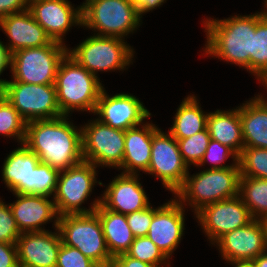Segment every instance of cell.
Wrapping results in <instances>:
<instances>
[{"instance_id": "cell-1", "label": "cell", "mask_w": 267, "mask_h": 267, "mask_svg": "<svg viewBox=\"0 0 267 267\" xmlns=\"http://www.w3.org/2000/svg\"><path fill=\"white\" fill-rule=\"evenodd\" d=\"M68 117L26 123L23 144L38 156L40 163L59 171L83 161L82 128L75 126Z\"/></svg>"}, {"instance_id": "cell-2", "label": "cell", "mask_w": 267, "mask_h": 267, "mask_svg": "<svg viewBox=\"0 0 267 267\" xmlns=\"http://www.w3.org/2000/svg\"><path fill=\"white\" fill-rule=\"evenodd\" d=\"M267 9L249 15H234L225 19L203 20L206 32L204 54L235 64L250 73L253 33Z\"/></svg>"}, {"instance_id": "cell-3", "label": "cell", "mask_w": 267, "mask_h": 267, "mask_svg": "<svg viewBox=\"0 0 267 267\" xmlns=\"http://www.w3.org/2000/svg\"><path fill=\"white\" fill-rule=\"evenodd\" d=\"M58 107L64 116L81 111L94 113L104 86L100 78L68 54L60 61L55 80Z\"/></svg>"}, {"instance_id": "cell-4", "label": "cell", "mask_w": 267, "mask_h": 267, "mask_svg": "<svg viewBox=\"0 0 267 267\" xmlns=\"http://www.w3.org/2000/svg\"><path fill=\"white\" fill-rule=\"evenodd\" d=\"M239 178L240 167L203 169L193 175L188 172L174 197L196 214L206 205L237 196Z\"/></svg>"}, {"instance_id": "cell-5", "label": "cell", "mask_w": 267, "mask_h": 267, "mask_svg": "<svg viewBox=\"0 0 267 267\" xmlns=\"http://www.w3.org/2000/svg\"><path fill=\"white\" fill-rule=\"evenodd\" d=\"M81 14L83 29L92 30L94 35L124 40L142 23L131 0H85L81 4Z\"/></svg>"}, {"instance_id": "cell-6", "label": "cell", "mask_w": 267, "mask_h": 267, "mask_svg": "<svg viewBox=\"0 0 267 267\" xmlns=\"http://www.w3.org/2000/svg\"><path fill=\"white\" fill-rule=\"evenodd\" d=\"M97 167L91 162L82 161L59 173L56 190L53 195L58 216L67 214H88L94 212L101 203V196L97 197L87 209L82 204L91 196L94 185L102 186L97 181Z\"/></svg>"}, {"instance_id": "cell-7", "label": "cell", "mask_w": 267, "mask_h": 267, "mask_svg": "<svg viewBox=\"0 0 267 267\" xmlns=\"http://www.w3.org/2000/svg\"><path fill=\"white\" fill-rule=\"evenodd\" d=\"M134 49L118 37L93 35L87 37L67 54L87 71L98 77V72L125 71L132 64Z\"/></svg>"}, {"instance_id": "cell-8", "label": "cell", "mask_w": 267, "mask_h": 267, "mask_svg": "<svg viewBox=\"0 0 267 267\" xmlns=\"http://www.w3.org/2000/svg\"><path fill=\"white\" fill-rule=\"evenodd\" d=\"M58 230L63 244L77 248L99 267H105L112 258L99 216L95 212L59 216Z\"/></svg>"}, {"instance_id": "cell-9", "label": "cell", "mask_w": 267, "mask_h": 267, "mask_svg": "<svg viewBox=\"0 0 267 267\" xmlns=\"http://www.w3.org/2000/svg\"><path fill=\"white\" fill-rule=\"evenodd\" d=\"M67 46L52 41L41 47L20 49L12 53V80L26 84H55L60 61L67 54Z\"/></svg>"}, {"instance_id": "cell-10", "label": "cell", "mask_w": 267, "mask_h": 267, "mask_svg": "<svg viewBox=\"0 0 267 267\" xmlns=\"http://www.w3.org/2000/svg\"><path fill=\"white\" fill-rule=\"evenodd\" d=\"M0 93L26 122L63 116L58 107L55 84L7 81Z\"/></svg>"}, {"instance_id": "cell-11", "label": "cell", "mask_w": 267, "mask_h": 267, "mask_svg": "<svg viewBox=\"0 0 267 267\" xmlns=\"http://www.w3.org/2000/svg\"><path fill=\"white\" fill-rule=\"evenodd\" d=\"M81 125L83 160L97 168H118L123 161L125 131L112 128L97 118Z\"/></svg>"}, {"instance_id": "cell-12", "label": "cell", "mask_w": 267, "mask_h": 267, "mask_svg": "<svg viewBox=\"0 0 267 267\" xmlns=\"http://www.w3.org/2000/svg\"><path fill=\"white\" fill-rule=\"evenodd\" d=\"M189 167L184 163L177 140L158 128L153 133L151 159L146 174L161 180L173 195L183 186Z\"/></svg>"}, {"instance_id": "cell-13", "label": "cell", "mask_w": 267, "mask_h": 267, "mask_svg": "<svg viewBox=\"0 0 267 267\" xmlns=\"http://www.w3.org/2000/svg\"><path fill=\"white\" fill-rule=\"evenodd\" d=\"M194 216L212 245L224 234L243 227L253 220L239 194L206 205Z\"/></svg>"}, {"instance_id": "cell-14", "label": "cell", "mask_w": 267, "mask_h": 267, "mask_svg": "<svg viewBox=\"0 0 267 267\" xmlns=\"http://www.w3.org/2000/svg\"><path fill=\"white\" fill-rule=\"evenodd\" d=\"M93 114L103 124L124 131L143 124L151 116L136 96L124 92L110 96L105 88L101 91Z\"/></svg>"}, {"instance_id": "cell-15", "label": "cell", "mask_w": 267, "mask_h": 267, "mask_svg": "<svg viewBox=\"0 0 267 267\" xmlns=\"http://www.w3.org/2000/svg\"><path fill=\"white\" fill-rule=\"evenodd\" d=\"M213 245L225 263L252 261L267 250L263 222L253 219L247 225L224 234Z\"/></svg>"}, {"instance_id": "cell-16", "label": "cell", "mask_w": 267, "mask_h": 267, "mask_svg": "<svg viewBox=\"0 0 267 267\" xmlns=\"http://www.w3.org/2000/svg\"><path fill=\"white\" fill-rule=\"evenodd\" d=\"M185 207L174 197L155 207L147 237L170 259L183 239Z\"/></svg>"}, {"instance_id": "cell-17", "label": "cell", "mask_w": 267, "mask_h": 267, "mask_svg": "<svg viewBox=\"0 0 267 267\" xmlns=\"http://www.w3.org/2000/svg\"><path fill=\"white\" fill-rule=\"evenodd\" d=\"M28 10L52 41L64 45V36L72 26H82L81 5L74 8L68 0L34 2L28 5Z\"/></svg>"}, {"instance_id": "cell-18", "label": "cell", "mask_w": 267, "mask_h": 267, "mask_svg": "<svg viewBox=\"0 0 267 267\" xmlns=\"http://www.w3.org/2000/svg\"><path fill=\"white\" fill-rule=\"evenodd\" d=\"M61 243L58 228L23 232L16 242L19 267H56Z\"/></svg>"}, {"instance_id": "cell-19", "label": "cell", "mask_w": 267, "mask_h": 267, "mask_svg": "<svg viewBox=\"0 0 267 267\" xmlns=\"http://www.w3.org/2000/svg\"><path fill=\"white\" fill-rule=\"evenodd\" d=\"M17 198L9 203L18 229L23 232L47 231L43 225L53 222V227L58 228V213L54 200L43 195L13 193ZM53 220V221H52ZM43 226V227H42Z\"/></svg>"}, {"instance_id": "cell-20", "label": "cell", "mask_w": 267, "mask_h": 267, "mask_svg": "<svg viewBox=\"0 0 267 267\" xmlns=\"http://www.w3.org/2000/svg\"><path fill=\"white\" fill-rule=\"evenodd\" d=\"M139 175L120 173L115 176L101 195V204L106 209L124 215L148 207L151 203L139 181Z\"/></svg>"}, {"instance_id": "cell-21", "label": "cell", "mask_w": 267, "mask_h": 267, "mask_svg": "<svg viewBox=\"0 0 267 267\" xmlns=\"http://www.w3.org/2000/svg\"><path fill=\"white\" fill-rule=\"evenodd\" d=\"M0 28L8 38L9 43L7 42L6 46L11 53L24 48L45 46L52 42L28 9L2 18Z\"/></svg>"}, {"instance_id": "cell-22", "label": "cell", "mask_w": 267, "mask_h": 267, "mask_svg": "<svg viewBox=\"0 0 267 267\" xmlns=\"http://www.w3.org/2000/svg\"><path fill=\"white\" fill-rule=\"evenodd\" d=\"M38 156L23 143L4 159L2 181L12 193L34 195L35 167Z\"/></svg>"}, {"instance_id": "cell-23", "label": "cell", "mask_w": 267, "mask_h": 267, "mask_svg": "<svg viewBox=\"0 0 267 267\" xmlns=\"http://www.w3.org/2000/svg\"><path fill=\"white\" fill-rule=\"evenodd\" d=\"M158 128L152 122H145L125 131L123 161L117 170H123L124 174H139L148 170L153 133Z\"/></svg>"}, {"instance_id": "cell-24", "label": "cell", "mask_w": 267, "mask_h": 267, "mask_svg": "<svg viewBox=\"0 0 267 267\" xmlns=\"http://www.w3.org/2000/svg\"><path fill=\"white\" fill-rule=\"evenodd\" d=\"M261 93L239 106L244 147L267 149V99Z\"/></svg>"}, {"instance_id": "cell-25", "label": "cell", "mask_w": 267, "mask_h": 267, "mask_svg": "<svg viewBox=\"0 0 267 267\" xmlns=\"http://www.w3.org/2000/svg\"><path fill=\"white\" fill-rule=\"evenodd\" d=\"M207 129L211 139L231 148L238 156L244 148L239 106L208 112Z\"/></svg>"}, {"instance_id": "cell-26", "label": "cell", "mask_w": 267, "mask_h": 267, "mask_svg": "<svg viewBox=\"0 0 267 267\" xmlns=\"http://www.w3.org/2000/svg\"><path fill=\"white\" fill-rule=\"evenodd\" d=\"M94 212L99 216L110 255L126 253L135 239L126 215L106 209L101 203Z\"/></svg>"}, {"instance_id": "cell-27", "label": "cell", "mask_w": 267, "mask_h": 267, "mask_svg": "<svg viewBox=\"0 0 267 267\" xmlns=\"http://www.w3.org/2000/svg\"><path fill=\"white\" fill-rule=\"evenodd\" d=\"M201 108V104L195 94L185 97L176 110L172 127L168 132L178 140L189 138L206 129L208 113Z\"/></svg>"}, {"instance_id": "cell-28", "label": "cell", "mask_w": 267, "mask_h": 267, "mask_svg": "<svg viewBox=\"0 0 267 267\" xmlns=\"http://www.w3.org/2000/svg\"><path fill=\"white\" fill-rule=\"evenodd\" d=\"M239 195L253 219L261 220L267 215V179L240 176Z\"/></svg>"}, {"instance_id": "cell-29", "label": "cell", "mask_w": 267, "mask_h": 267, "mask_svg": "<svg viewBox=\"0 0 267 267\" xmlns=\"http://www.w3.org/2000/svg\"><path fill=\"white\" fill-rule=\"evenodd\" d=\"M250 74L262 85L267 82V13L257 22L253 33Z\"/></svg>"}, {"instance_id": "cell-30", "label": "cell", "mask_w": 267, "mask_h": 267, "mask_svg": "<svg viewBox=\"0 0 267 267\" xmlns=\"http://www.w3.org/2000/svg\"><path fill=\"white\" fill-rule=\"evenodd\" d=\"M26 121L0 93V135L14 138L22 144L25 139Z\"/></svg>"}, {"instance_id": "cell-31", "label": "cell", "mask_w": 267, "mask_h": 267, "mask_svg": "<svg viewBox=\"0 0 267 267\" xmlns=\"http://www.w3.org/2000/svg\"><path fill=\"white\" fill-rule=\"evenodd\" d=\"M238 163L240 176L267 179V149L244 147Z\"/></svg>"}, {"instance_id": "cell-32", "label": "cell", "mask_w": 267, "mask_h": 267, "mask_svg": "<svg viewBox=\"0 0 267 267\" xmlns=\"http://www.w3.org/2000/svg\"><path fill=\"white\" fill-rule=\"evenodd\" d=\"M210 140L211 137L207 128L189 138L177 140L182 159L189 168L192 164L198 167Z\"/></svg>"}, {"instance_id": "cell-33", "label": "cell", "mask_w": 267, "mask_h": 267, "mask_svg": "<svg viewBox=\"0 0 267 267\" xmlns=\"http://www.w3.org/2000/svg\"><path fill=\"white\" fill-rule=\"evenodd\" d=\"M126 254L157 267H161L162 264V267L170 265V260L147 236L135 237ZM165 263L168 265L166 266Z\"/></svg>"}, {"instance_id": "cell-34", "label": "cell", "mask_w": 267, "mask_h": 267, "mask_svg": "<svg viewBox=\"0 0 267 267\" xmlns=\"http://www.w3.org/2000/svg\"><path fill=\"white\" fill-rule=\"evenodd\" d=\"M233 160L232 164H225L227 159ZM238 155L228 146L219 143L216 140L211 139L208 147L200 163L199 167L205 166V163L210 162L212 167L206 169H222L229 167H240L238 163Z\"/></svg>"}, {"instance_id": "cell-35", "label": "cell", "mask_w": 267, "mask_h": 267, "mask_svg": "<svg viewBox=\"0 0 267 267\" xmlns=\"http://www.w3.org/2000/svg\"><path fill=\"white\" fill-rule=\"evenodd\" d=\"M60 171L50 165L39 163L35 167L34 195H54Z\"/></svg>"}, {"instance_id": "cell-36", "label": "cell", "mask_w": 267, "mask_h": 267, "mask_svg": "<svg viewBox=\"0 0 267 267\" xmlns=\"http://www.w3.org/2000/svg\"><path fill=\"white\" fill-rule=\"evenodd\" d=\"M21 234L9 204L0 198V242L16 244Z\"/></svg>"}, {"instance_id": "cell-37", "label": "cell", "mask_w": 267, "mask_h": 267, "mask_svg": "<svg viewBox=\"0 0 267 267\" xmlns=\"http://www.w3.org/2000/svg\"><path fill=\"white\" fill-rule=\"evenodd\" d=\"M56 267H99L83 255L77 248L61 243Z\"/></svg>"}, {"instance_id": "cell-38", "label": "cell", "mask_w": 267, "mask_h": 267, "mask_svg": "<svg viewBox=\"0 0 267 267\" xmlns=\"http://www.w3.org/2000/svg\"><path fill=\"white\" fill-rule=\"evenodd\" d=\"M154 214L155 208L149 205L145 209L126 215L128 226L135 237L147 236Z\"/></svg>"}, {"instance_id": "cell-39", "label": "cell", "mask_w": 267, "mask_h": 267, "mask_svg": "<svg viewBox=\"0 0 267 267\" xmlns=\"http://www.w3.org/2000/svg\"><path fill=\"white\" fill-rule=\"evenodd\" d=\"M0 267H19L16 244L0 242Z\"/></svg>"}, {"instance_id": "cell-40", "label": "cell", "mask_w": 267, "mask_h": 267, "mask_svg": "<svg viewBox=\"0 0 267 267\" xmlns=\"http://www.w3.org/2000/svg\"><path fill=\"white\" fill-rule=\"evenodd\" d=\"M105 267H157L146 262L134 259L126 253L112 257Z\"/></svg>"}, {"instance_id": "cell-41", "label": "cell", "mask_w": 267, "mask_h": 267, "mask_svg": "<svg viewBox=\"0 0 267 267\" xmlns=\"http://www.w3.org/2000/svg\"><path fill=\"white\" fill-rule=\"evenodd\" d=\"M28 9L26 0H0V20L13 13Z\"/></svg>"}, {"instance_id": "cell-42", "label": "cell", "mask_w": 267, "mask_h": 267, "mask_svg": "<svg viewBox=\"0 0 267 267\" xmlns=\"http://www.w3.org/2000/svg\"><path fill=\"white\" fill-rule=\"evenodd\" d=\"M12 53L9 48L0 40V75L10 67L11 72ZM7 80L0 79V89L6 84Z\"/></svg>"}, {"instance_id": "cell-43", "label": "cell", "mask_w": 267, "mask_h": 267, "mask_svg": "<svg viewBox=\"0 0 267 267\" xmlns=\"http://www.w3.org/2000/svg\"><path fill=\"white\" fill-rule=\"evenodd\" d=\"M136 9L139 12V17L142 18L144 13L150 12L152 10H156L157 7H161L163 3H166L167 0H131Z\"/></svg>"}, {"instance_id": "cell-44", "label": "cell", "mask_w": 267, "mask_h": 267, "mask_svg": "<svg viewBox=\"0 0 267 267\" xmlns=\"http://www.w3.org/2000/svg\"><path fill=\"white\" fill-rule=\"evenodd\" d=\"M255 267H267V250L260 254L256 259L252 260Z\"/></svg>"}, {"instance_id": "cell-45", "label": "cell", "mask_w": 267, "mask_h": 267, "mask_svg": "<svg viewBox=\"0 0 267 267\" xmlns=\"http://www.w3.org/2000/svg\"><path fill=\"white\" fill-rule=\"evenodd\" d=\"M233 267H255L252 261L230 262Z\"/></svg>"}, {"instance_id": "cell-46", "label": "cell", "mask_w": 267, "mask_h": 267, "mask_svg": "<svg viewBox=\"0 0 267 267\" xmlns=\"http://www.w3.org/2000/svg\"><path fill=\"white\" fill-rule=\"evenodd\" d=\"M265 228L266 238H267V215L261 219Z\"/></svg>"}, {"instance_id": "cell-47", "label": "cell", "mask_w": 267, "mask_h": 267, "mask_svg": "<svg viewBox=\"0 0 267 267\" xmlns=\"http://www.w3.org/2000/svg\"><path fill=\"white\" fill-rule=\"evenodd\" d=\"M40 1H47V0H26L27 5L34 3V2H40Z\"/></svg>"}, {"instance_id": "cell-48", "label": "cell", "mask_w": 267, "mask_h": 267, "mask_svg": "<svg viewBox=\"0 0 267 267\" xmlns=\"http://www.w3.org/2000/svg\"><path fill=\"white\" fill-rule=\"evenodd\" d=\"M264 6H263V8H266L267 9V0H264Z\"/></svg>"}]
</instances>
